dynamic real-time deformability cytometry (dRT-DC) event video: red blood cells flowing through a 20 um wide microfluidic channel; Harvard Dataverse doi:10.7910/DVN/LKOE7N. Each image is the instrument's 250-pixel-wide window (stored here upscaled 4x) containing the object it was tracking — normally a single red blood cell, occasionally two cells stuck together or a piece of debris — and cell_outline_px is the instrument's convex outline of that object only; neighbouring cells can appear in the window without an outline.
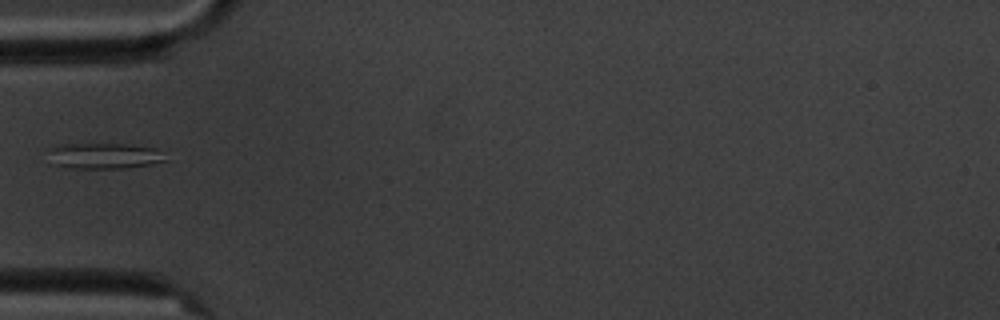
{"species": "common noctule bat (a hibernating species)", "species_latin": "Nyctalus noctula", "temperature_condition": "cold", "stored_images_in_passage": 11, "camera_frame_rate_fps": 3000, "um_per_image_px": 0.085, "animal": {"sex": "male", "body_mass_g": 20.1, "forearm_length_mm": 53.5}, "frame": {"image": 1, "passage_image": 1, "time_ms": 0.0, "image_size_px": [1000, 320], "cell_outline_px": [[172, 160], [152, 164], [124, 168], [68, 168], [56, 164], [48, 148], [60, 144], [128, 144], [156, 148], [164, 152]], "centroid_in_image_um": [9.0, 13.24], "position_along_channel_um": 76.0, "area_um2": 17.74}}
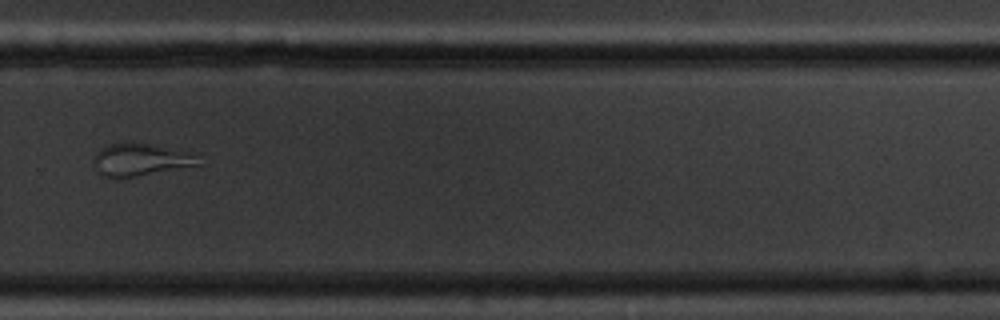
{"frame": {"image": 2, "passage_image": 7, "time_ms": 7.0, "image_size_px": [1000, 320], "cell_outline_px": [[196, 164], [116, 180], [104, 176], [100, 172], [96, 160], [96, 152], [100, 148], [108, 144], [124, 140], [128, 140], [148, 144], [180, 152], [192, 156]], "centroid_in_image_um": [11.72, 13.56], "position_along_channel_um": 318.1, "area_um2": 18.73}}
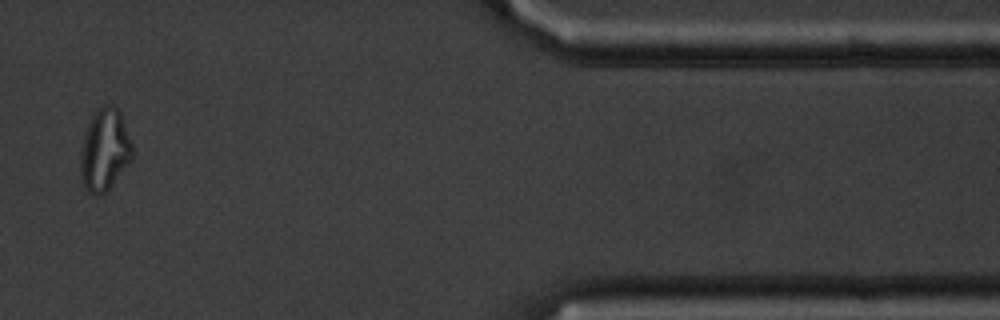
{"frame": {"image": 3, "passage_image": 10, "time_ms": 10.667, "image_size_px": [1000, 320], "cell_outline_px": [[136, 152], [132, 160], [108, 188], [100, 196], [96, 196], [88, 192], [80, 184], [80, 152], [84, 132], [96, 108], [100, 104], [112, 104], [120, 112]], "centroid_in_image_um": [8.89, 12.74], "position_along_channel_um": 402.5, "area_um2": 25.43}}